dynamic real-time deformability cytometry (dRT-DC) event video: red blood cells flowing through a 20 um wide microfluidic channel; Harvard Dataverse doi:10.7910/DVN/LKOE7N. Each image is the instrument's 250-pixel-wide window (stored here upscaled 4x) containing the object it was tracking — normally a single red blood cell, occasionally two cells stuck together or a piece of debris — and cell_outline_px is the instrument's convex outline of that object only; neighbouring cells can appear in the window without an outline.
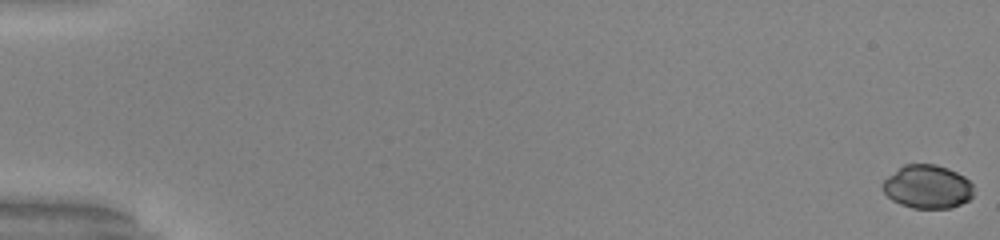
{"species": "common noctule bat (a hibernating species)", "species_latin": "Nyctalus noctula", "temperature_condition": "warm", "stored_images_in_passage": 54, "camera_frame_rate_fps": 3000, "um_per_image_px": 0.085, "animal": {"sex": "male", "body_mass_g": 20.0, "forearm_length_mm": 53.3}, "frame": {"image": 1, "passage_image": 1, "time_ms": 0.0, "image_size_px": [1000, 240], "cell_outline_px": [[972, 196], [968, 200], [952, 208], [912, 208], [900, 204], [892, 200], [880, 188], [880, 184], [888, 176], [904, 164], [936, 164], [948, 168], [964, 176], [972, 184]], "centroid_in_image_um": [78.8, 15.87], "position_along_channel_um": 6.2, "area_um2": 23.12}}
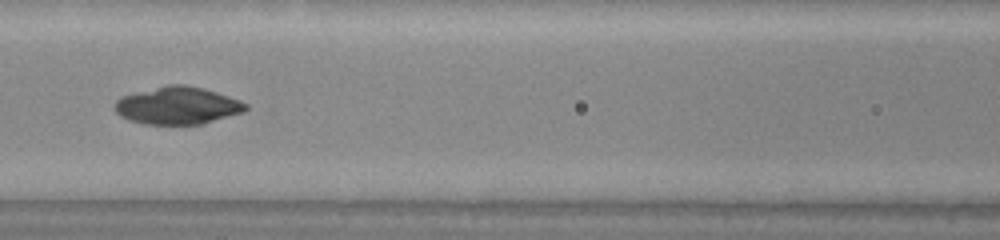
{"frame": {"image": 2, "passage_image": 26, "time_ms": 8.333, "image_size_px": [1000, 240], "cell_outline_px": [[248, 108], [244, 112], [204, 124], [144, 124], [128, 120], [120, 116], [112, 108], [112, 104], [120, 96], [168, 84], [184, 84], [204, 88], [240, 100], [248, 104]], "centroid_in_image_um": [15.07, 8.97], "position_along_channel_um": 151.5, "area_um2": 28.96}}
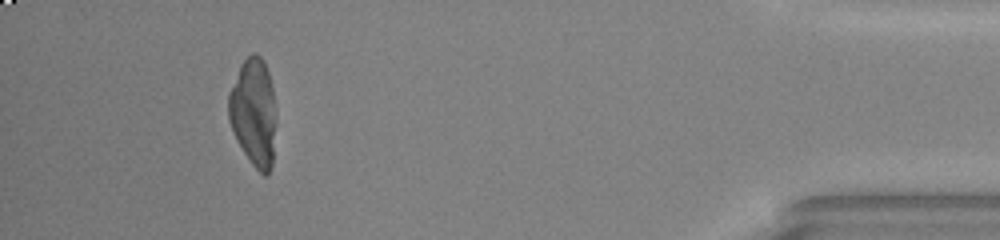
{"frame": {"image": 3, "passage_image": 50, "time_ms": 16.333, "image_size_px": [1000, 240], "cell_outline_px": [[276, 124], [272, 164], [268, 176], [264, 176], [252, 164], [236, 140], [232, 132], [228, 120], [228, 92], [240, 64], [252, 52], [256, 52], [264, 60], [268, 72], [272, 88], [276, 108]], "centroid_in_image_um": [21.55, 9.54], "position_along_channel_um": 413.6, "area_um2": 30.46}, "authors_computed_cell_mechanics": {"area_um2": 28.7266, "velocity_mm_per_s": 3.9865, "shape_relaxation_time_tau1_ms": 11.0908, "shape_relaxation_time_tau2_ms": 0.8731, "deformation_change_tau1": 0.3637, "deformation_change_tau2": 0.0208}}